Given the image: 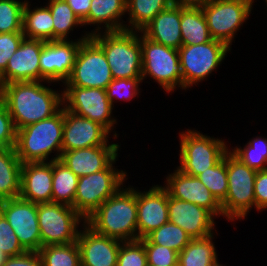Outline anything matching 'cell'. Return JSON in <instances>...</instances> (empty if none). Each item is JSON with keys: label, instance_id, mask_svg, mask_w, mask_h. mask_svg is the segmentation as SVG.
<instances>
[{"label": "cell", "instance_id": "6da1fadb", "mask_svg": "<svg viewBox=\"0 0 267 266\" xmlns=\"http://www.w3.org/2000/svg\"><path fill=\"white\" fill-rule=\"evenodd\" d=\"M46 82L52 83L23 81L0 87V97L8 108L16 130L48 119L63 107L62 90L55 91L50 86L43 85Z\"/></svg>", "mask_w": 267, "mask_h": 266}, {"label": "cell", "instance_id": "7a4b0ae2", "mask_svg": "<svg viewBox=\"0 0 267 266\" xmlns=\"http://www.w3.org/2000/svg\"><path fill=\"white\" fill-rule=\"evenodd\" d=\"M124 187L85 220L95 232L122 242L137 240V189Z\"/></svg>", "mask_w": 267, "mask_h": 266}, {"label": "cell", "instance_id": "3957f363", "mask_svg": "<svg viewBox=\"0 0 267 266\" xmlns=\"http://www.w3.org/2000/svg\"><path fill=\"white\" fill-rule=\"evenodd\" d=\"M64 108L52 117L16 130L15 151L21 163L50 162L62 154ZM49 158L51 153H54ZM49 160V161H48Z\"/></svg>", "mask_w": 267, "mask_h": 266}, {"label": "cell", "instance_id": "277c9868", "mask_svg": "<svg viewBox=\"0 0 267 266\" xmlns=\"http://www.w3.org/2000/svg\"><path fill=\"white\" fill-rule=\"evenodd\" d=\"M90 38L104 51L113 79L142 78L141 32L102 31Z\"/></svg>", "mask_w": 267, "mask_h": 266}, {"label": "cell", "instance_id": "5b68a950", "mask_svg": "<svg viewBox=\"0 0 267 266\" xmlns=\"http://www.w3.org/2000/svg\"><path fill=\"white\" fill-rule=\"evenodd\" d=\"M179 137L180 165L177 169L193 177L213 167L229 151L224 139L194 129L179 133Z\"/></svg>", "mask_w": 267, "mask_h": 266}, {"label": "cell", "instance_id": "8992f818", "mask_svg": "<svg viewBox=\"0 0 267 266\" xmlns=\"http://www.w3.org/2000/svg\"><path fill=\"white\" fill-rule=\"evenodd\" d=\"M228 192L221 203L223 217L242 220L255 208L254 183L257 171L249 168L230 151L226 153Z\"/></svg>", "mask_w": 267, "mask_h": 266}, {"label": "cell", "instance_id": "52a82bcc", "mask_svg": "<svg viewBox=\"0 0 267 266\" xmlns=\"http://www.w3.org/2000/svg\"><path fill=\"white\" fill-rule=\"evenodd\" d=\"M117 158L104 170L79 177L74 209L86 220L128 179L127 172L115 168Z\"/></svg>", "mask_w": 267, "mask_h": 266}, {"label": "cell", "instance_id": "ba28073f", "mask_svg": "<svg viewBox=\"0 0 267 266\" xmlns=\"http://www.w3.org/2000/svg\"><path fill=\"white\" fill-rule=\"evenodd\" d=\"M142 82L147 77L166 93L183 90L178 49L156 43L141 33Z\"/></svg>", "mask_w": 267, "mask_h": 266}, {"label": "cell", "instance_id": "9c48e42d", "mask_svg": "<svg viewBox=\"0 0 267 266\" xmlns=\"http://www.w3.org/2000/svg\"><path fill=\"white\" fill-rule=\"evenodd\" d=\"M231 48L222 41L182 45L178 49L183 90L198 85L222 64Z\"/></svg>", "mask_w": 267, "mask_h": 266}, {"label": "cell", "instance_id": "30bf717a", "mask_svg": "<svg viewBox=\"0 0 267 266\" xmlns=\"http://www.w3.org/2000/svg\"><path fill=\"white\" fill-rule=\"evenodd\" d=\"M37 217L41 247L76 242L79 225L85 223L73 207L54 202L37 204Z\"/></svg>", "mask_w": 267, "mask_h": 266}, {"label": "cell", "instance_id": "8fae6325", "mask_svg": "<svg viewBox=\"0 0 267 266\" xmlns=\"http://www.w3.org/2000/svg\"><path fill=\"white\" fill-rule=\"evenodd\" d=\"M63 89L62 101L65 110L100 124L110 134L114 132V139L119 136L113 131L117 119L112 115L113 106L105 89L77 86H64Z\"/></svg>", "mask_w": 267, "mask_h": 266}, {"label": "cell", "instance_id": "7c38bea8", "mask_svg": "<svg viewBox=\"0 0 267 266\" xmlns=\"http://www.w3.org/2000/svg\"><path fill=\"white\" fill-rule=\"evenodd\" d=\"M254 0H211L202 8L212 39L230 48L239 28L246 23Z\"/></svg>", "mask_w": 267, "mask_h": 266}, {"label": "cell", "instance_id": "4fadbf2b", "mask_svg": "<svg viewBox=\"0 0 267 266\" xmlns=\"http://www.w3.org/2000/svg\"><path fill=\"white\" fill-rule=\"evenodd\" d=\"M112 80L104 51L88 38L80 44L73 71L63 85L106 89Z\"/></svg>", "mask_w": 267, "mask_h": 266}, {"label": "cell", "instance_id": "5bb4252c", "mask_svg": "<svg viewBox=\"0 0 267 266\" xmlns=\"http://www.w3.org/2000/svg\"><path fill=\"white\" fill-rule=\"evenodd\" d=\"M69 40L45 42L40 54L41 82H59L64 84L73 71L75 58L80 44L91 37L85 31L84 36Z\"/></svg>", "mask_w": 267, "mask_h": 266}, {"label": "cell", "instance_id": "9a60e30c", "mask_svg": "<svg viewBox=\"0 0 267 266\" xmlns=\"http://www.w3.org/2000/svg\"><path fill=\"white\" fill-rule=\"evenodd\" d=\"M0 212L7 219L20 244L27 251H39L41 234L37 217V204L20 197L0 201Z\"/></svg>", "mask_w": 267, "mask_h": 266}, {"label": "cell", "instance_id": "2e32d148", "mask_svg": "<svg viewBox=\"0 0 267 266\" xmlns=\"http://www.w3.org/2000/svg\"><path fill=\"white\" fill-rule=\"evenodd\" d=\"M110 133L100 124L64 109L62 152L109 144Z\"/></svg>", "mask_w": 267, "mask_h": 266}, {"label": "cell", "instance_id": "e0dca14e", "mask_svg": "<svg viewBox=\"0 0 267 266\" xmlns=\"http://www.w3.org/2000/svg\"><path fill=\"white\" fill-rule=\"evenodd\" d=\"M168 221V191L162 185H153L148 191L137 190V240Z\"/></svg>", "mask_w": 267, "mask_h": 266}, {"label": "cell", "instance_id": "ac0fdd59", "mask_svg": "<svg viewBox=\"0 0 267 266\" xmlns=\"http://www.w3.org/2000/svg\"><path fill=\"white\" fill-rule=\"evenodd\" d=\"M44 43L42 40L24 38L0 75V87L11 82L41 81L39 61Z\"/></svg>", "mask_w": 267, "mask_h": 266}, {"label": "cell", "instance_id": "d6986e66", "mask_svg": "<svg viewBox=\"0 0 267 266\" xmlns=\"http://www.w3.org/2000/svg\"><path fill=\"white\" fill-rule=\"evenodd\" d=\"M174 171L168 173L164 181L166 185L163 186L171 197L203 207L216 218L223 216L221 204L198 177L187 175L178 169Z\"/></svg>", "mask_w": 267, "mask_h": 266}, {"label": "cell", "instance_id": "ffe728a7", "mask_svg": "<svg viewBox=\"0 0 267 266\" xmlns=\"http://www.w3.org/2000/svg\"><path fill=\"white\" fill-rule=\"evenodd\" d=\"M169 221L181 227L192 239L204 238L215 230V216L203 207L168 194Z\"/></svg>", "mask_w": 267, "mask_h": 266}, {"label": "cell", "instance_id": "44dd1931", "mask_svg": "<svg viewBox=\"0 0 267 266\" xmlns=\"http://www.w3.org/2000/svg\"><path fill=\"white\" fill-rule=\"evenodd\" d=\"M80 227L77 245L80 251L81 266H117V257L122 241L101 235L86 223Z\"/></svg>", "mask_w": 267, "mask_h": 266}, {"label": "cell", "instance_id": "7402d4cb", "mask_svg": "<svg viewBox=\"0 0 267 266\" xmlns=\"http://www.w3.org/2000/svg\"><path fill=\"white\" fill-rule=\"evenodd\" d=\"M120 145H100L63 151L62 161L78 177L106 169L117 157Z\"/></svg>", "mask_w": 267, "mask_h": 266}, {"label": "cell", "instance_id": "603a6c76", "mask_svg": "<svg viewBox=\"0 0 267 266\" xmlns=\"http://www.w3.org/2000/svg\"><path fill=\"white\" fill-rule=\"evenodd\" d=\"M52 179V161L22 163L19 197L35 204L51 202Z\"/></svg>", "mask_w": 267, "mask_h": 266}, {"label": "cell", "instance_id": "cb8c5ba5", "mask_svg": "<svg viewBox=\"0 0 267 266\" xmlns=\"http://www.w3.org/2000/svg\"><path fill=\"white\" fill-rule=\"evenodd\" d=\"M180 21L181 7L171 5L159 12L140 32L156 43L179 49L182 46Z\"/></svg>", "mask_w": 267, "mask_h": 266}, {"label": "cell", "instance_id": "d4e9b609", "mask_svg": "<svg viewBox=\"0 0 267 266\" xmlns=\"http://www.w3.org/2000/svg\"><path fill=\"white\" fill-rule=\"evenodd\" d=\"M124 15H126V0H91L89 14L82 23L84 27L96 25L90 35L102 31H122L125 30L127 23L122 19Z\"/></svg>", "mask_w": 267, "mask_h": 266}, {"label": "cell", "instance_id": "484cf974", "mask_svg": "<svg viewBox=\"0 0 267 266\" xmlns=\"http://www.w3.org/2000/svg\"><path fill=\"white\" fill-rule=\"evenodd\" d=\"M27 0L23 9L22 33L25 38L42 40L45 42L54 40V25L50 9L45 6L30 8Z\"/></svg>", "mask_w": 267, "mask_h": 266}, {"label": "cell", "instance_id": "4316f807", "mask_svg": "<svg viewBox=\"0 0 267 266\" xmlns=\"http://www.w3.org/2000/svg\"><path fill=\"white\" fill-rule=\"evenodd\" d=\"M22 163L15 148H0V201L20 195Z\"/></svg>", "mask_w": 267, "mask_h": 266}, {"label": "cell", "instance_id": "83f0119b", "mask_svg": "<svg viewBox=\"0 0 267 266\" xmlns=\"http://www.w3.org/2000/svg\"><path fill=\"white\" fill-rule=\"evenodd\" d=\"M172 5L171 0H127L128 23L125 30L141 31L162 10Z\"/></svg>", "mask_w": 267, "mask_h": 266}, {"label": "cell", "instance_id": "f1b7e54d", "mask_svg": "<svg viewBox=\"0 0 267 266\" xmlns=\"http://www.w3.org/2000/svg\"><path fill=\"white\" fill-rule=\"evenodd\" d=\"M214 235L191 239L178 253V266H210L215 263L218 255L213 242Z\"/></svg>", "mask_w": 267, "mask_h": 266}, {"label": "cell", "instance_id": "f546056e", "mask_svg": "<svg viewBox=\"0 0 267 266\" xmlns=\"http://www.w3.org/2000/svg\"><path fill=\"white\" fill-rule=\"evenodd\" d=\"M52 199L51 202L74 208V199L79 177L62 161L53 160Z\"/></svg>", "mask_w": 267, "mask_h": 266}, {"label": "cell", "instance_id": "4dcf8cb0", "mask_svg": "<svg viewBox=\"0 0 267 266\" xmlns=\"http://www.w3.org/2000/svg\"><path fill=\"white\" fill-rule=\"evenodd\" d=\"M180 28L182 45L208 43L212 40L202 8H182Z\"/></svg>", "mask_w": 267, "mask_h": 266}, {"label": "cell", "instance_id": "1f68e13d", "mask_svg": "<svg viewBox=\"0 0 267 266\" xmlns=\"http://www.w3.org/2000/svg\"><path fill=\"white\" fill-rule=\"evenodd\" d=\"M46 6L50 9L54 25V40H69V33L74 28H81V19L73 12L65 0H49Z\"/></svg>", "mask_w": 267, "mask_h": 266}, {"label": "cell", "instance_id": "d6a6232c", "mask_svg": "<svg viewBox=\"0 0 267 266\" xmlns=\"http://www.w3.org/2000/svg\"><path fill=\"white\" fill-rule=\"evenodd\" d=\"M191 239L181 227L168 221L142 240L143 244H158L180 253Z\"/></svg>", "mask_w": 267, "mask_h": 266}, {"label": "cell", "instance_id": "836d02e7", "mask_svg": "<svg viewBox=\"0 0 267 266\" xmlns=\"http://www.w3.org/2000/svg\"><path fill=\"white\" fill-rule=\"evenodd\" d=\"M43 266H81L77 241L65 245H48L38 251Z\"/></svg>", "mask_w": 267, "mask_h": 266}, {"label": "cell", "instance_id": "e575fe53", "mask_svg": "<svg viewBox=\"0 0 267 266\" xmlns=\"http://www.w3.org/2000/svg\"><path fill=\"white\" fill-rule=\"evenodd\" d=\"M245 147L236 146L229 151L243 164L256 171L267 169V138L253 137Z\"/></svg>", "mask_w": 267, "mask_h": 266}, {"label": "cell", "instance_id": "d590c367", "mask_svg": "<svg viewBox=\"0 0 267 266\" xmlns=\"http://www.w3.org/2000/svg\"><path fill=\"white\" fill-rule=\"evenodd\" d=\"M221 204L228 192L226 154L213 166L197 176Z\"/></svg>", "mask_w": 267, "mask_h": 266}, {"label": "cell", "instance_id": "8d00e7d4", "mask_svg": "<svg viewBox=\"0 0 267 266\" xmlns=\"http://www.w3.org/2000/svg\"><path fill=\"white\" fill-rule=\"evenodd\" d=\"M27 0H0V33L22 32L23 9Z\"/></svg>", "mask_w": 267, "mask_h": 266}, {"label": "cell", "instance_id": "74e56055", "mask_svg": "<svg viewBox=\"0 0 267 266\" xmlns=\"http://www.w3.org/2000/svg\"><path fill=\"white\" fill-rule=\"evenodd\" d=\"M141 83L142 78L113 79L105 89L107 98L113 107L117 99L125 102L131 101L132 98L139 96L138 94L141 92L139 85Z\"/></svg>", "mask_w": 267, "mask_h": 266}, {"label": "cell", "instance_id": "f35d334b", "mask_svg": "<svg viewBox=\"0 0 267 266\" xmlns=\"http://www.w3.org/2000/svg\"><path fill=\"white\" fill-rule=\"evenodd\" d=\"M117 266H147V255L142 239L121 243Z\"/></svg>", "mask_w": 267, "mask_h": 266}, {"label": "cell", "instance_id": "ab89813d", "mask_svg": "<svg viewBox=\"0 0 267 266\" xmlns=\"http://www.w3.org/2000/svg\"><path fill=\"white\" fill-rule=\"evenodd\" d=\"M0 250L7 256H15L27 251L19 242L13 228L0 212Z\"/></svg>", "mask_w": 267, "mask_h": 266}, {"label": "cell", "instance_id": "60d3db41", "mask_svg": "<svg viewBox=\"0 0 267 266\" xmlns=\"http://www.w3.org/2000/svg\"><path fill=\"white\" fill-rule=\"evenodd\" d=\"M147 264L151 266H178V252L158 244H143Z\"/></svg>", "mask_w": 267, "mask_h": 266}, {"label": "cell", "instance_id": "b9f144b4", "mask_svg": "<svg viewBox=\"0 0 267 266\" xmlns=\"http://www.w3.org/2000/svg\"><path fill=\"white\" fill-rule=\"evenodd\" d=\"M22 32L0 33V75L6 70L8 60L24 39Z\"/></svg>", "mask_w": 267, "mask_h": 266}, {"label": "cell", "instance_id": "7bdbcfd3", "mask_svg": "<svg viewBox=\"0 0 267 266\" xmlns=\"http://www.w3.org/2000/svg\"><path fill=\"white\" fill-rule=\"evenodd\" d=\"M16 129L8 108L0 97V148L15 147Z\"/></svg>", "mask_w": 267, "mask_h": 266}, {"label": "cell", "instance_id": "ee69618b", "mask_svg": "<svg viewBox=\"0 0 267 266\" xmlns=\"http://www.w3.org/2000/svg\"><path fill=\"white\" fill-rule=\"evenodd\" d=\"M255 209L267 210V169L257 171L254 183Z\"/></svg>", "mask_w": 267, "mask_h": 266}, {"label": "cell", "instance_id": "f6af8a7d", "mask_svg": "<svg viewBox=\"0 0 267 266\" xmlns=\"http://www.w3.org/2000/svg\"><path fill=\"white\" fill-rule=\"evenodd\" d=\"M2 266H43L37 251H25L22 254L6 257Z\"/></svg>", "mask_w": 267, "mask_h": 266}, {"label": "cell", "instance_id": "bcb514c9", "mask_svg": "<svg viewBox=\"0 0 267 266\" xmlns=\"http://www.w3.org/2000/svg\"><path fill=\"white\" fill-rule=\"evenodd\" d=\"M73 12L83 21L89 14L91 0H65Z\"/></svg>", "mask_w": 267, "mask_h": 266}, {"label": "cell", "instance_id": "7dc6e473", "mask_svg": "<svg viewBox=\"0 0 267 266\" xmlns=\"http://www.w3.org/2000/svg\"><path fill=\"white\" fill-rule=\"evenodd\" d=\"M211 0H171L172 5L182 8H203Z\"/></svg>", "mask_w": 267, "mask_h": 266}, {"label": "cell", "instance_id": "c3c4849f", "mask_svg": "<svg viewBox=\"0 0 267 266\" xmlns=\"http://www.w3.org/2000/svg\"><path fill=\"white\" fill-rule=\"evenodd\" d=\"M6 255L0 250V266L3 265L5 259H6Z\"/></svg>", "mask_w": 267, "mask_h": 266}, {"label": "cell", "instance_id": "681fc988", "mask_svg": "<svg viewBox=\"0 0 267 266\" xmlns=\"http://www.w3.org/2000/svg\"><path fill=\"white\" fill-rule=\"evenodd\" d=\"M210 266H223V264H220L219 262H218V260L215 262V263H213L212 265H210ZM225 266V265H224Z\"/></svg>", "mask_w": 267, "mask_h": 266}]
</instances>
